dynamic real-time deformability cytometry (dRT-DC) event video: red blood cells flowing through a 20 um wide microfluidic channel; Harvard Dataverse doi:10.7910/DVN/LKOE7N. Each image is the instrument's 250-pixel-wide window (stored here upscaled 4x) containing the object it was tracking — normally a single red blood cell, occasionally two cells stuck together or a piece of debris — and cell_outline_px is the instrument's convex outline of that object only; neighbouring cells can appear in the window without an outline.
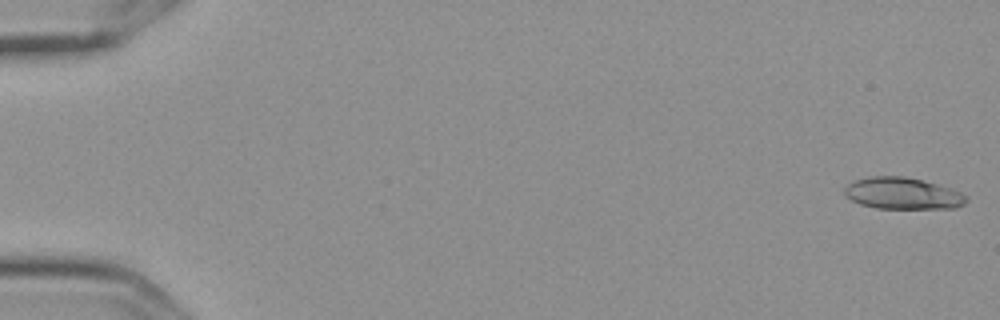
{"species": "Egyptian fruit bat (a non-hibernating species)", "species_latin": "Rousettus aegyptiacus", "temperature_condition": "cold", "stored_images_in_passage": 9, "camera_frame_rate_fps": 3000, "um_per_image_px": 0.085, "frame": {"image": 1, "passage_image": 1, "time_ms": 0.0, "image_size_px": [1000, 320], "cell_outline_px": [[968, 200], [964, 204], [956, 208], [876, 208], [860, 204], [844, 196], [844, 188], [852, 180], [868, 176], [904, 176], [952, 188], [968, 196]], "centroid_in_image_um": [76.7, 16.43], "position_along_channel_um": 8.3, "area_um2": 22.6}}
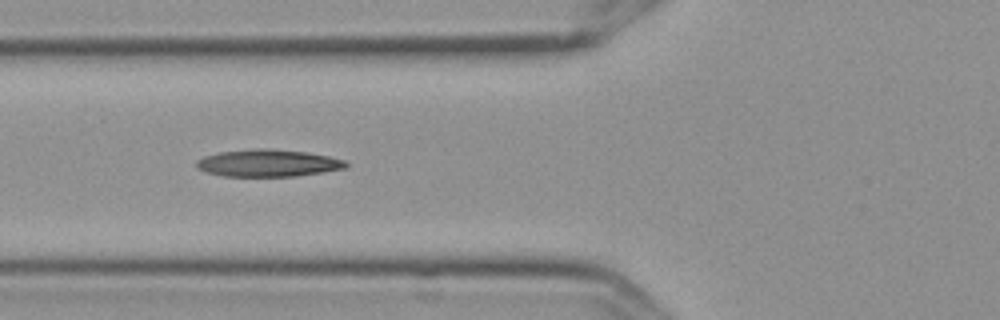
{"frame": {"image": 2, "passage_image": 7, "time_ms": 2.0, "image_size_px": [1000, 320], "cell_outline_px": [[348, 168], [324, 172], [296, 176], [224, 176], [208, 172], [196, 168], [196, 160], [204, 156], [220, 152], [256, 148], [272, 148], [308, 152], [328, 156], [344, 160], [348, 164]], "centroid_in_image_um": [22.81, 13.85], "position_along_channel_um": 103.0, "area_um2": 23.81}}
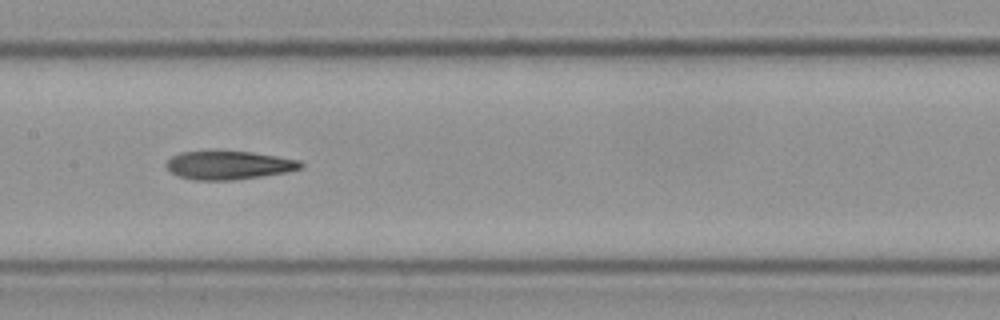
{"frame": {"image": 3, "passage_image": 9, "time_ms": 2.667, "image_size_px": [1000, 320], "cell_outline_px": [[304, 168], [284, 172], [260, 176], [232, 180], [196, 180], [180, 176], [172, 172], [164, 164], [172, 156], [180, 152], [208, 148], [216, 148], [252, 152], [300, 160], [304, 164]], "centroid_in_image_um": [19.4, 13.98], "position_along_channel_um": 188.0, "area_um2": 23.06}}